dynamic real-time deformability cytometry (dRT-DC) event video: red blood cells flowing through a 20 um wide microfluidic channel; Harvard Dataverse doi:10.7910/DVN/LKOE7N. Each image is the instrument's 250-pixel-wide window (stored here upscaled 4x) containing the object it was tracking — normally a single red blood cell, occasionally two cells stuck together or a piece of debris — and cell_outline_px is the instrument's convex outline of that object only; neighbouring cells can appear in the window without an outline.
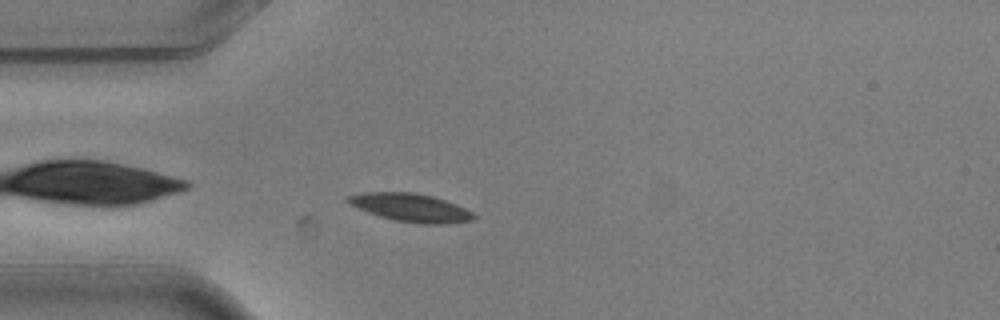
{"species": "common noctule bat (a hibernating species)", "species_latin": "Nyctalus noctula", "temperature_condition": "warm", "stored_images_in_passage": 4, "camera_frame_rate_fps": 3000, "um_per_image_px": 0.085, "animal": {"sex": "male", "body_mass_g": 20.5, "forearm_length_mm": 52.5}, "frame": {"image": 1, "passage_image": 4, "time_ms": 1.0, "image_size_px": [1000, 320], "cell_outline_px": [[476, 216], [472, 220], [448, 224], [420, 224], [396, 220], [380, 216], [368, 212], [348, 204], [344, 200], [344, 196], [364, 192], [412, 192], [432, 196], [456, 204], [472, 212]], "centroid_in_image_um": [34.86, 17.64], "position_along_channel_um": 50.1, "area_um2": 20.69}}